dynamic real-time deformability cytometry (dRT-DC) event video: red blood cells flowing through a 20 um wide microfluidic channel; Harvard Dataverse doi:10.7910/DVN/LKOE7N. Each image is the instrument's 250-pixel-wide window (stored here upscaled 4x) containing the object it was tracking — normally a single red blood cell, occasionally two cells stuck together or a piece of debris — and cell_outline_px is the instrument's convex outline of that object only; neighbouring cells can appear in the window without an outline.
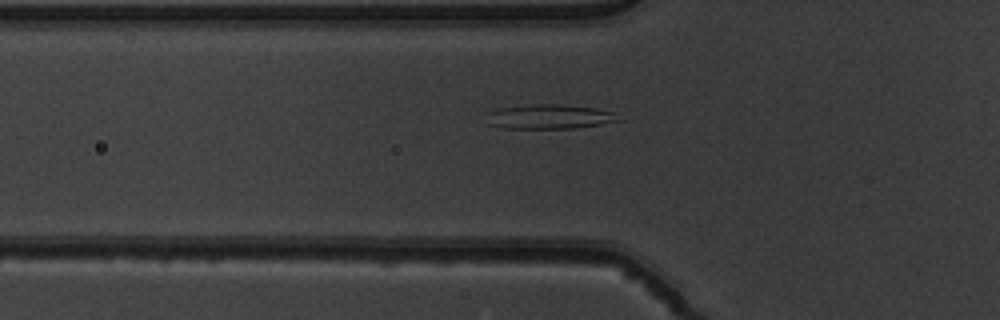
{"species": "common noctule bat (a hibernating species)", "species_latin": "Nyctalus noctula", "temperature_condition": "warm", "stored_images_in_passage": 34, "segment_of_instrument_passage": [1, 2], "camera_frame_rate_fps": 3000, "um_per_image_px": 0.085, "animal": {"sex": "male", "body_mass_g": 19.5, "forearm_length_mm": 54.6}, "frame": {"image": 1, "passage_image": 4, "time_ms": 1.0, "image_size_px": [1000, 320], "cell_outline_px": [[624, 120], [576, 128], [504, 128], [488, 124], [488, 112], [496, 108], [532, 104], [556, 104], [596, 108], [620, 112]], "centroid_in_image_um": [46.8, 9.91], "position_along_channel_um": 79.0, "area_um2": 19.13}}
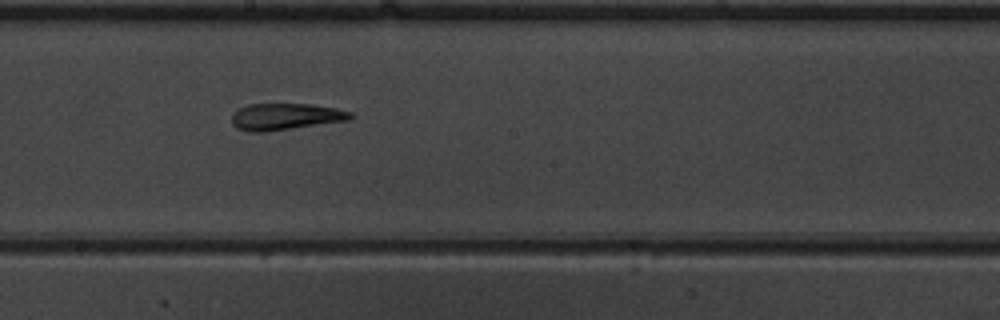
{"frame": {"image": 2, "passage_image": 15, "time_ms": 4.667, "image_size_px": [1000, 320], "cell_outline_px": [[356, 116], [348, 120], [264, 132], [248, 132], [236, 128], [232, 124], [232, 116], [240, 108], [248, 104], [312, 104], [336, 108], [352, 112]], "centroid_in_image_um": [24.28, 9.91], "position_along_channel_um": 223.9, "area_um2": 18.38}}
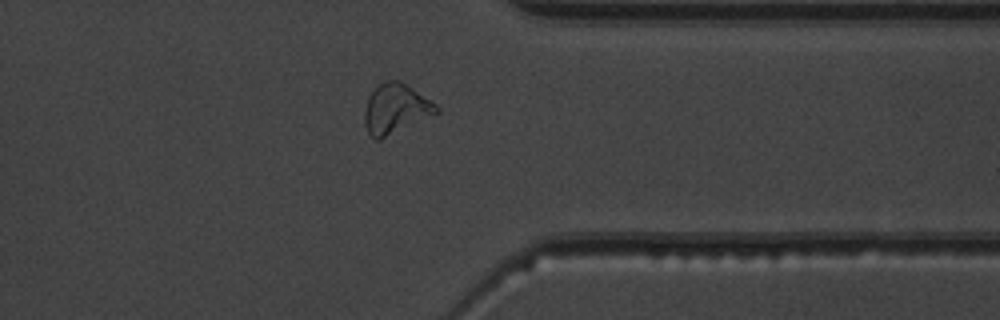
{"frame": {"image": 3, "passage_image": 27, "time_ms": 8.667, "image_size_px": [1000, 320], "cell_outline_px": [[440, 112], [380, 140], [376, 140], [368, 132], [364, 124], [364, 112], [368, 96], [384, 80], [400, 80], [436, 104], [440, 108]], "centroid_in_image_um": [33.62, 9.25], "position_along_channel_um": 377.8, "area_um2": 20.81}}